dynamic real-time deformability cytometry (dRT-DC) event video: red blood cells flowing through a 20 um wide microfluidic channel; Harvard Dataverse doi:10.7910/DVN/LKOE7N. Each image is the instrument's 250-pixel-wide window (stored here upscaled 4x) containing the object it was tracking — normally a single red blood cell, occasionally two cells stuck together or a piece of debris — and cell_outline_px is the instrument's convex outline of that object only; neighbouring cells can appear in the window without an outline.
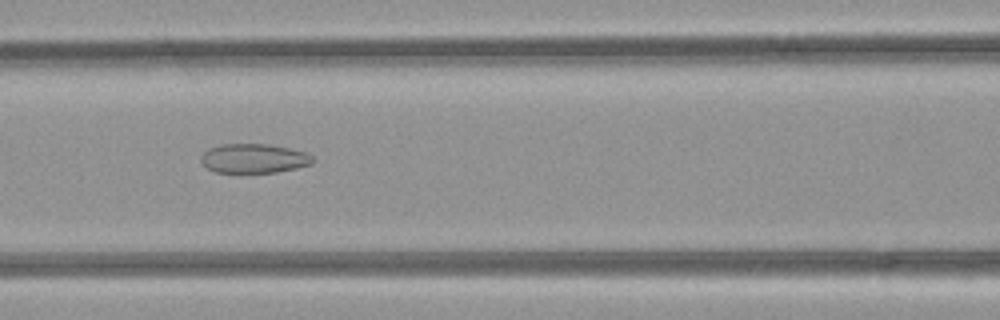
{"species": "common noctule bat (a hibernating species)", "species_latin": "Nyctalus noctula", "temperature_condition": "room temperature", "stored_images_in_passage": 49, "camera_frame_rate_fps": 3000, "um_per_image_px": 0.085, "animal": {"sex": "female", "body_mass_g": 21.9}, "frame": {"image": 1, "passage_image": 21, "time_ms": 6.667, "image_size_px": [1000, 320], "cell_outline_px": [[316, 160], [312, 164], [296, 168], [276, 172], [216, 172], [208, 168], [200, 160], [200, 156], [208, 148], [220, 144], [264, 144], [288, 148], [308, 152]], "centroid_in_image_um": [21.6, 13.46], "position_along_channel_um": 145.0, "area_um2": 19.07}}
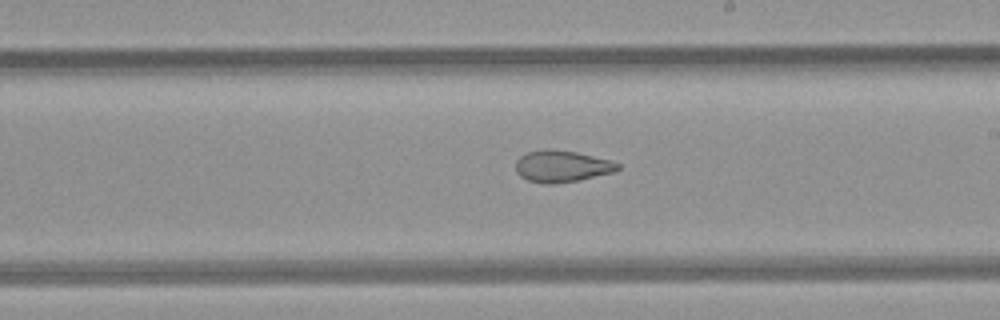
{"frame": {"image": 2, "passage_image": 28, "time_ms": 9.0, "image_size_px": [1000, 320], "cell_outline_px": [[620, 168], [616, 172], [580, 180], [552, 184], [544, 184], [528, 180], [520, 176], [516, 172], [516, 160], [520, 156], [528, 152], [544, 148], [552, 148], [576, 152], [612, 160], [620, 164]], "centroid_in_image_um": [47.78, 14.13], "position_along_channel_um": 241.2, "area_um2": 19.19}}
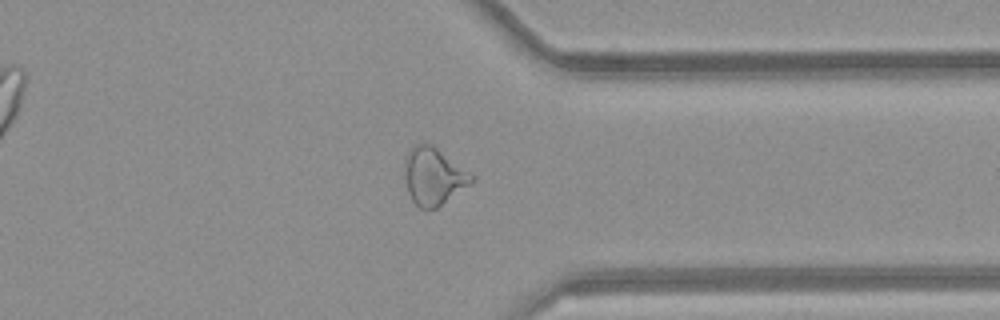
{"frame": {"image": 3, "passage_image": 38, "time_ms": 12.333, "image_size_px": [1000, 320], "cell_outline_px": [[476, 176], [468, 184], [436, 208], [420, 208], [412, 200], [408, 192], [404, 172], [404, 160], [408, 152], [416, 144], [432, 144]], "centroid_in_image_um": [36.83, 14.96], "position_along_channel_um": 374.6, "area_um2": 21.91}, "authors_computed_cell_mechanics": {"area_um2": 23.7558, "velocity_mm_per_s": 4.1271, "shape_relaxation_time_tau1_ms": null, "shape_relaxation_time_tau2_ms": 2.9499, "deformation_change_tau1": null, "deformation_change_tau2": 0.1027}}